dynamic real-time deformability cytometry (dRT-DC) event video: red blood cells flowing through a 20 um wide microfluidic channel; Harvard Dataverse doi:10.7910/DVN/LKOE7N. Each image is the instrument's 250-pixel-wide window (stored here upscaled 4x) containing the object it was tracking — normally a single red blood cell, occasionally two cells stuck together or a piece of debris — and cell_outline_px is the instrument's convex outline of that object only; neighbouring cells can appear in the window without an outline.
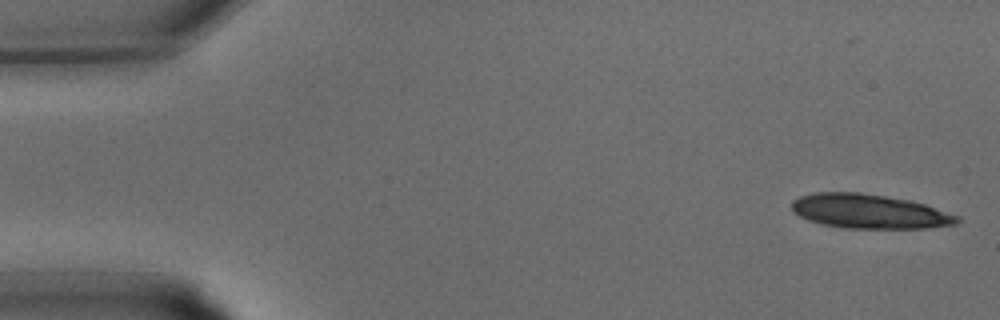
{"species": "common noctule bat (a hibernating species)", "species_latin": "Nyctalus noctula", "temperature_condition": "warm", "stored_images_in_passage": 32, "camera_frame_rate_fps": 3000, "um_per_image_px": 0.085, "animal": {"sex": "male", "body_mass_g": 15.6}, "frame": {"image": 1, "passage_image": 1, "time_ms": 0.0, "image_size_px": [1000, 320], "cell_outline_px": [[960, 220], [956, 224], [928, 228], [844, 228], [824, 224], [808, 220], [792, 212], [792, 200], [800, 196], [812, 192], [860, 192], [908, 200], [924, 204], [960, 216]], "centroid_in_image_um": [73.87, 17.96], "position_along_channel_um": 11.1, "area_um2": 33.0}}
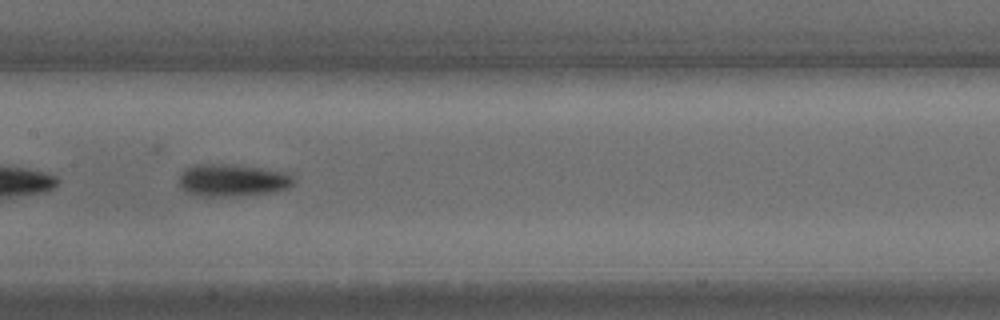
{"frame": {"image": 2, "passage_image": 16, "time_ms": 5.0, "image_size_px": [1000, 320], "cell_outline_px": [[296, 180], [288, 188], [268, 192], [236, 196], [200, 196], [184, 192], [180, 188], [180, 172], [196, 164], [232, 164], [264, 168], [292, 172]], "centroid_in_image_um": [19.79, 15.31], "position_along_channel_um": 187.6, "area_um2": 21.91}}
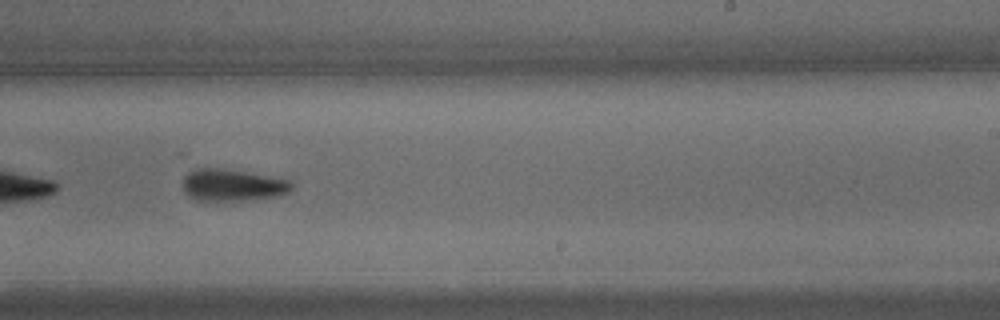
{"frame": {"image": 3, "passage_image": 20, "time_ms": 6.333, "image_size_px": [1000, 320], "cell_outline_px": [[292, 188], [288, 192], [276, 196], [240, 200], [196, 200], [188, 196], [184, 192], [184, 176], [188, 172], [196, 168], [224, 168], [248, 172], [292, 180]], "centroid_in_image_um": [19.75, 15.71], "position_along_channel_um": 269.3, "area_um2": 20.17}}